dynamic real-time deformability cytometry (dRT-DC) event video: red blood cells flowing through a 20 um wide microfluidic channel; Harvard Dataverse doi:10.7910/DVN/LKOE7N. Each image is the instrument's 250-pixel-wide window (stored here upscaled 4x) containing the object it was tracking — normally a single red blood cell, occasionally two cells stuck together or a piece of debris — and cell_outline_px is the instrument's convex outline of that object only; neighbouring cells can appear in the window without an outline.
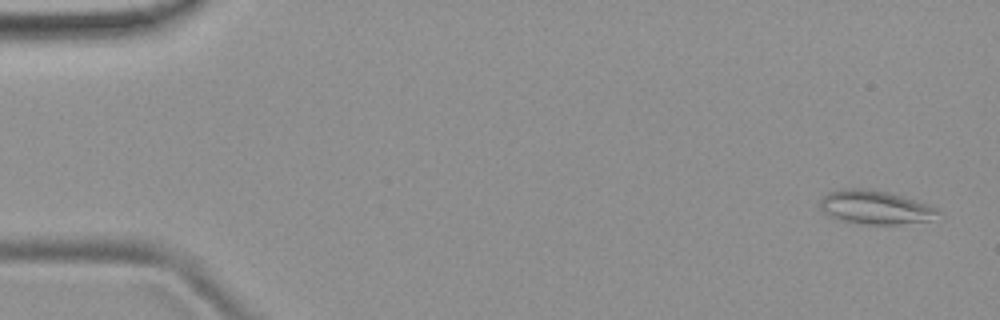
{"species": "common noctule bat (a hibernating species)", "species_latin": "Nyctalus noctula", "temperature_condition": "room temperature", "stored_images_in_passage": 51, "camera_frame_rate_fps": 3000, "um_per_image_px": 0.085, "animal": {"sex": "female", "body_mass_g": 19.9}, "frame": {"image": 1, "passage_image": 2, "time_ms": 0.333, "image_size_px": [1000, 320], "cell_outline_px": [[944, 216], [928, 220], [900, 224], [868, 224], [844, 220], [832, 216], [824, 212], [820, 208], [820, 200], [828, 192], [848, 188], [868, 188], [888, 192], [936, 208]], "centroid_in_image_um": [74.41, 17.61], "position_along_channel_um": 10.6, "area_um2": 22.72}}
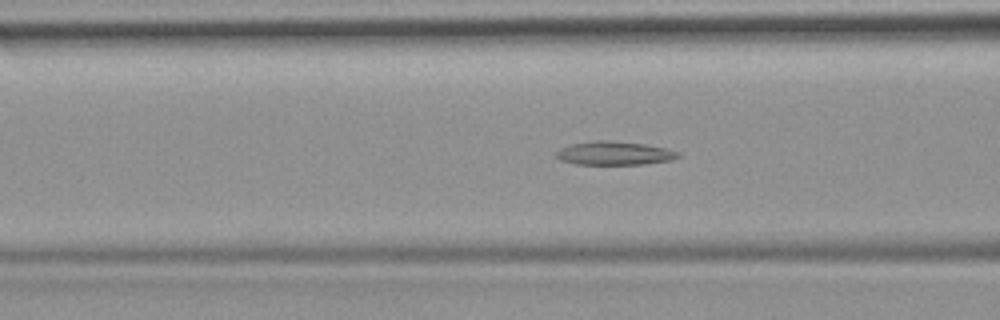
{"frame": {"image": 2, "passage_image": 20, "time_ms": 6.333, "image_size_px": [1000, 320], "cell_outline_px": [[680, 156], [672, 160], [644, 164], [576, 164], [560, 160], [552, 156], [560, 148], [572, 144], [592, 140], [608, 140], [644, 144], [668, 148], [680, 152]], "centroid_in_image_um": [52.21, 13.02], "position_along_channel_um": 114.4, "area_um2": 16.94}}
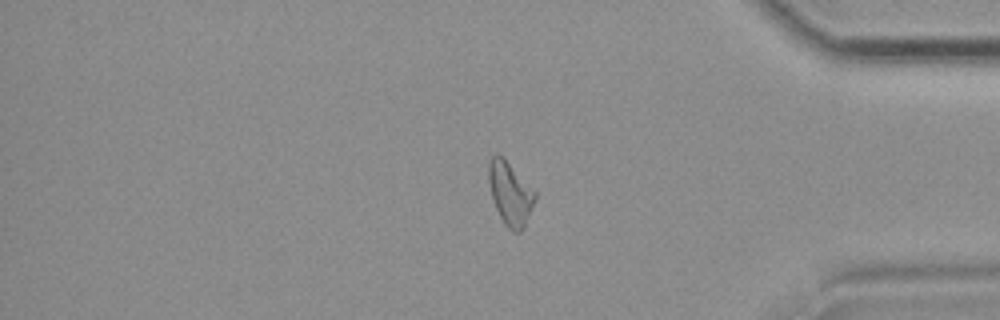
{"frame": {"image": 3, "passage_image": 43, "time_ms": 14.0, "image_size_px": [1000, 320], "cell_outline_px": [[536, 200], [524, 228], [520, 232], [512, 232], [504, 224], [492, 200], [488, 184], [488, 164], [492, 156], [500, 156], [536, 192]], "centroid_in_image_um": [43.36, 16.52], "position_along_channel_um": 391.8, "area_um2": 16.82}, "authors_computed_cell_mechanics": {"area_um2": 17.5134, "velocity_mm_per_s": 3.9176, "shape_relaxation_time_tau1_ms": null, "shape_relaxation_time_tau2_ms": 7.8057, "deformation_change_tau1": null, "deformation_change_tau2": 0.1835}}